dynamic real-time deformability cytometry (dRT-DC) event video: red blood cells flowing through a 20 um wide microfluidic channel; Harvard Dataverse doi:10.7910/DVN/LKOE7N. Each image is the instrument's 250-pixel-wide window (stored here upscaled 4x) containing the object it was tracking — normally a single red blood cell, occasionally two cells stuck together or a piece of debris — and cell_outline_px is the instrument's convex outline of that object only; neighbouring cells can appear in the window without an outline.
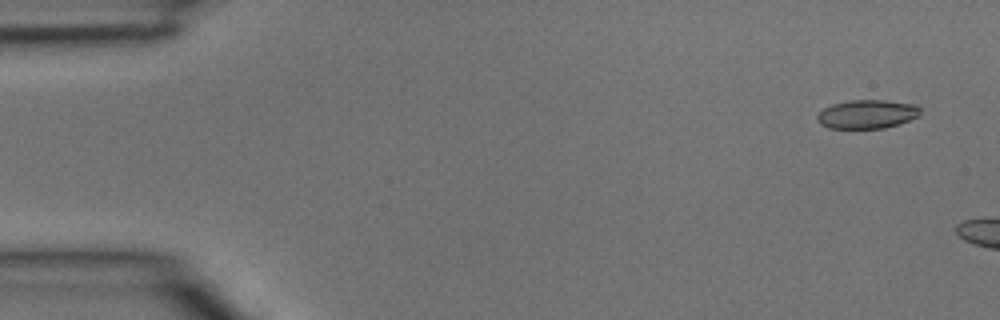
{"species": "common noctule bat (a hibernating species)", "species_latin": "Nyctalus noctula", "temperature_condition": "room temperature", "stored_images_in_passage": 4, "camera_frame_rate_fps": 3000, "um_per_image_px": 0.085, "animal": {"sex": "male", "body_mass_g": 15.6}, "frame": {"image": 1, "passage_image": 1, "time_ms": 0.0, "image_size_px": [1000, 320], "cell_outline_px": [[920, 116], [884, 128], [828, 128], [820, 124], [816, 116], [824, 108], [832, 104], [848, 100], [884, 100], [916, 104], [920, 108]], "centroid_in_image_um": [73.7, 9.69], "position_along_channel_um": 11.3, "area_um2": 17.22}}